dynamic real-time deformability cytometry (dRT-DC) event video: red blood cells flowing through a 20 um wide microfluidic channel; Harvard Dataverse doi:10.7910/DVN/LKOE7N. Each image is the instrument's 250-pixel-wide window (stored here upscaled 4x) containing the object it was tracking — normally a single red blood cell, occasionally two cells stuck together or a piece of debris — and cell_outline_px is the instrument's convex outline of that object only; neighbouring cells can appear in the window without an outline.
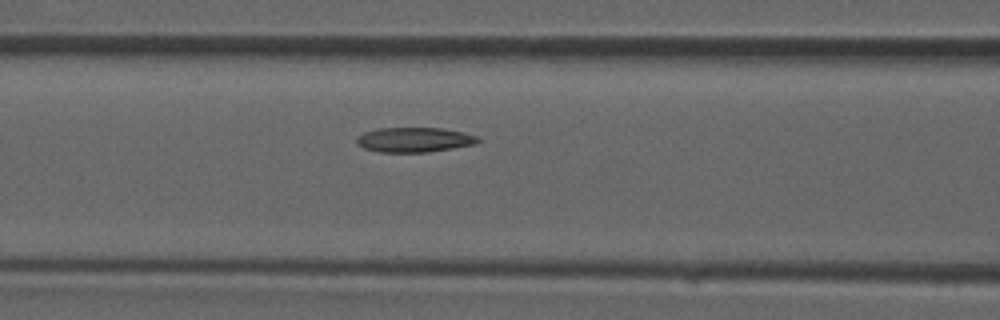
{"species": "common noctule bat (a hibernating species)", "species_latin": "Nyctalus noctula", "temperature_condition": "room temperature", "stored_images_in_passage": 15, "camera_frame_rate_fps": 3000, "um_per_image_px": 0.085, "animal": {"sex": "male", "forearm_length_mm": 52.5}, "frame": {"image": 1, "passage_image": 11, "time_ms": 3.333, "image_size_px": [1000, 320], "cell_outline_px": [[480, 140], [476, 144], [428, 152], [380, 152], [364, 148], [356, 144], [356, 136], [364, 132], [380, 128], [444, 128], [464, 132], [476, 136]], "centroid_in_image_um": [35.2, 11.87], "position_along_channel_um": 131.4, "area_um2": 17.57}}
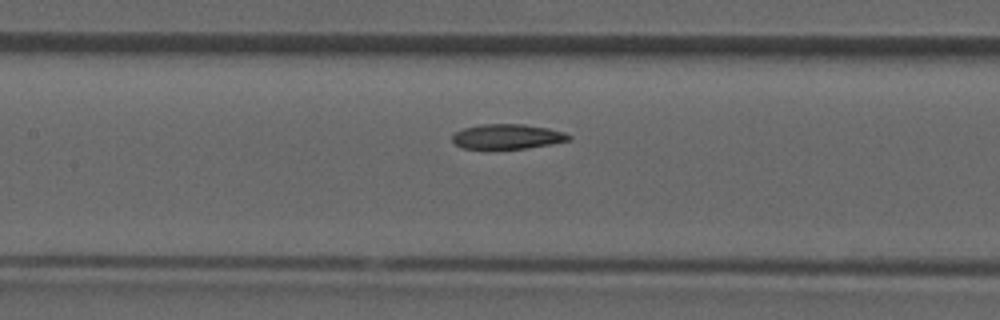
{"frame": {"image": 2, "passage_image": 13, "time_ms": 4.0, "image_size_px": [1000, 320], "cell_outline_px": [[572, 136], [568, 140], [552, 144], [528, 148], [460, 148], [452, 140], [452, 136], [456, 132], [464, 128], [480, 124], [524, 124], [548, 128], [564, 132]], "centroid_in_image_um": [43.13, 11.6], "position_along_channel_um": 164.3, "area_um2": 16.76}}
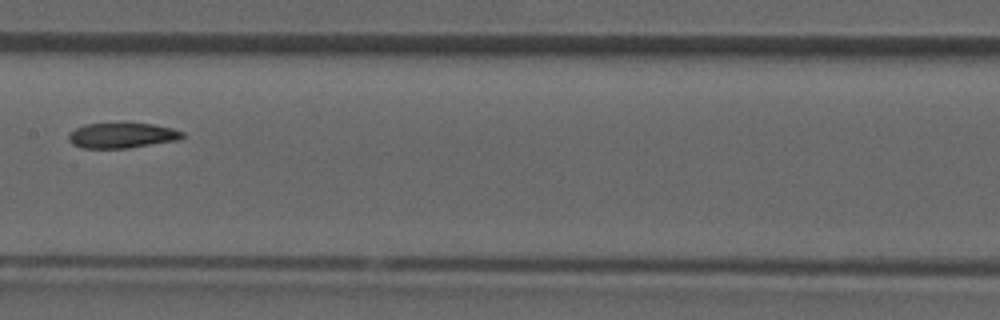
{"frame": {"image": 3, "passage_image": 15, "time_ms": 4.667, "image_size_px": [1000, 320], "cell_outline_px": [[184, 136], [180, 140], [128, 148], [80, 148], [72, 144], [68, 140], [68, 136], [76, 128], [84, 124], [124, 120], [152, 124], [172, 128], [184, 132]], "centroid_in_image_um": [10.37, 11.47], "position_along_channel_um": 197.0, "area_um2": 17.63}}